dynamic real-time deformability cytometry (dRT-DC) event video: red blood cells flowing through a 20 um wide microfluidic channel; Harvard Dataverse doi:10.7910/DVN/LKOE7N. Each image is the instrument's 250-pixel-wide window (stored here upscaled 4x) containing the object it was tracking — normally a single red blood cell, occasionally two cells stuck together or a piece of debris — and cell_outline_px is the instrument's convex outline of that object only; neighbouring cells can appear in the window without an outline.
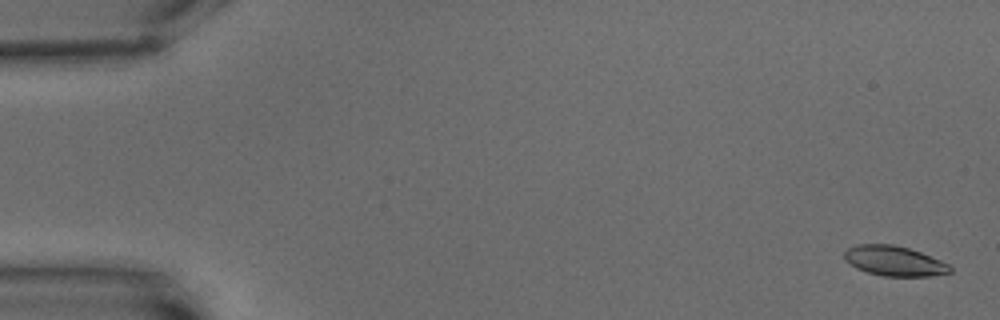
{"species": "common noctule bat (a hibernating species)", "species_latin": "Nyctalus noctula", "temperature_condition": "warm", "stored_images_in_passage": 7, "camera_frame_rate_fps": 3000, "um_per_image_px": 0.085, "animal": {"sex": "male", "body_mass_g": 15.6}, "frame": {"image": 1, "passage_image": 1, "time_ms": 0.0, "image_size_px": [1000, 320], "cell_outline_px": [[952, 272], [932, 276], [884, 276], [868, 272], [856, 268], [844, 260], [844, 252], [848, 248], [856, 244], [892, 244], [908, 248], [920, 252], [940, 260], [948, 264], [952, 268]], "centroid_in_image_um": [76.0, 22.18], "position_along_channel_um": 9.0, "area_um2": 18.44}}
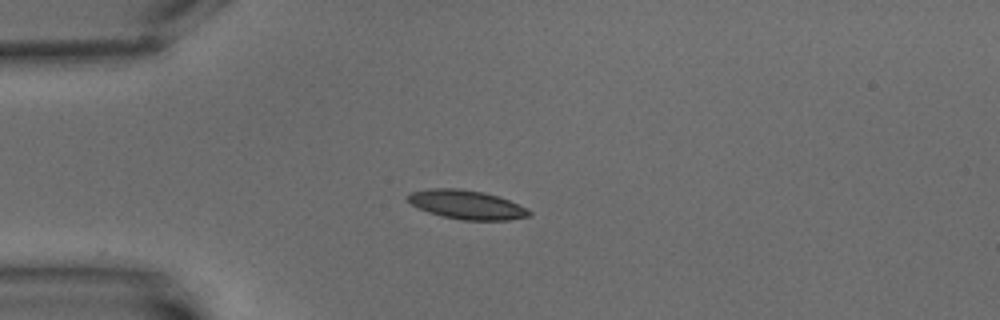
{"frame": {"image": 2, "passage_image": 5, "time_ms": 5.0, "image_size_px": [1000, 320], "cell_outline_px": [[532, 212], [528, 216], [508, 220], [460, 220], [440, 216], [428, 212], [412, 204], [404, 196], [412, 192], [432, 188], [460, 188], [484, 192], [508, 200], [528, 208]], "centroid_in_image_um": [39.65, 17.4], "position_along_channel_um": 45.3, "area_um2": 20.46}}
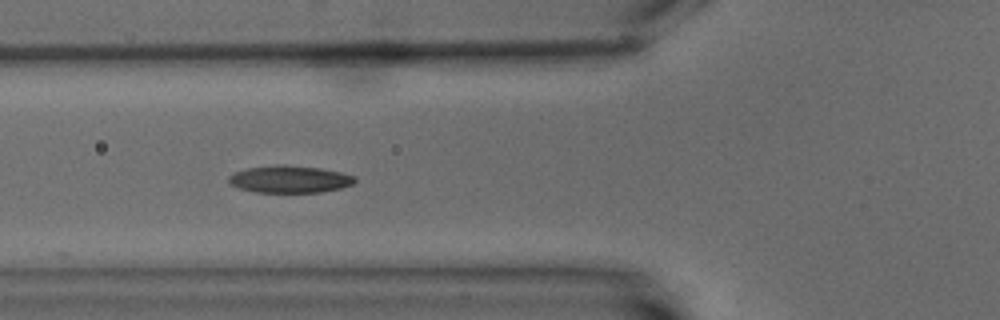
{"frame": {"image": 3, "passage_image": 7, "time_ms": 7.333, "image_size_px": [1000, 320], "cell_outline_px": [[356, 180], [352, 184], [340, 188], [320, 192], [256, 192], [240, 188], [228, 184], [228, 176], [232, 172], [248, 168], [276, 164], [284, 164], [320, 168], [340, 172], [356, 176]], "centroid_in_image_um": [24.58, 15.22], "position_along_channel_um": 101.2, "area_um2": 20.11}}